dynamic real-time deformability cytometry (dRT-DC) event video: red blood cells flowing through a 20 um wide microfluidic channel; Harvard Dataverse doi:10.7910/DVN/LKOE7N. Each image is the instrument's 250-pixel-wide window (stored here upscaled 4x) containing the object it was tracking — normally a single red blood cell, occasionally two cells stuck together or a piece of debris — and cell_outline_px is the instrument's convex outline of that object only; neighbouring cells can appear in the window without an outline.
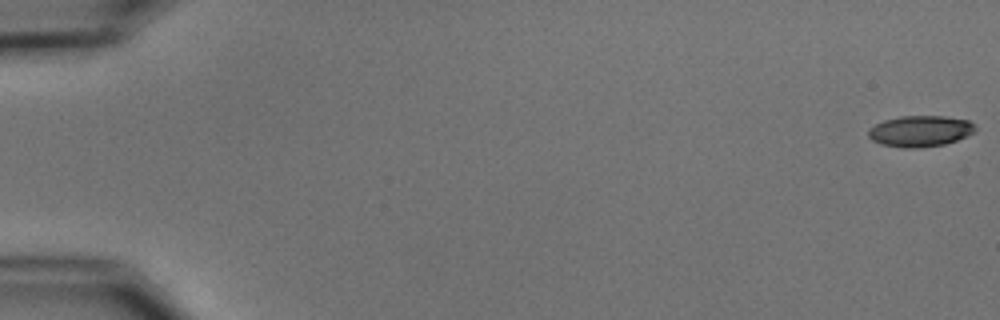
{"species": "common noctule bat (a hibernating species)", "species_latin": "Nyctalus noctula", "temperature_condition": "cold", "stored_images_in_passage": 5, "camera_frame_rate_fps": 3000, "um_per_image_px": 0.085, "animal": {"sex": "male", "body_mass_g": 15.6}, "frame": {"image": 1, "passage_image": 1, "time_ms": 0.0, "image_size_px": [1000, 320], "cell_outline_px": [[976, 132], [968, 136], [944, 144], [920, 148], [900, 148], [880, 144], [872, 140], [868, 136], [868, 128], [884, 120], [900, 116], [944, 116], [968, 120], [976, 124]], "centroid_in_image_um": [78.23, 11.15], "position_along_channel_um": 6.8, "area_um2": 19.65}}
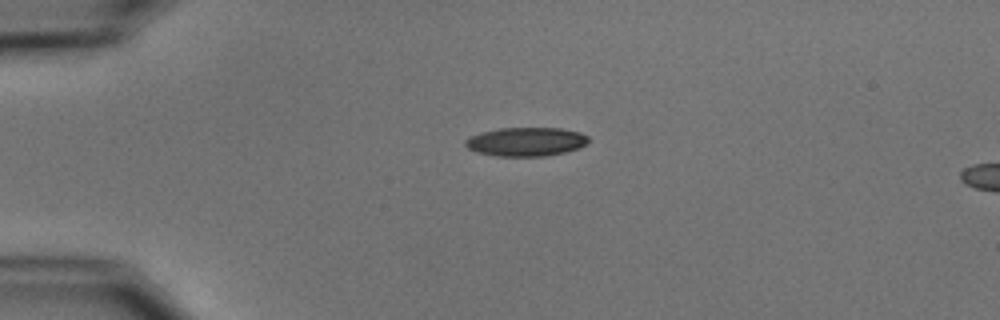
{"frame": {"image": 2, "passage_image": 4, "time_ms": 4.333, "image_size_px": [1000, 320], "cell_outline_px": [[588, 140], [580, 148], [564, 152], [544, 156], [496, 156], [476, 152], [468, 148], [464, 144], [464, 140], [468, 136], [480, 132], [500, 128], [560, 128], [580, 132], [588, 136]], "centroid_in_image_um": [44.66, 12.04], "position_along_channel_um": 40.3, "area_um2": 20.75}}